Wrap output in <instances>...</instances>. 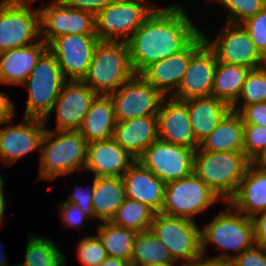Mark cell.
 <instances>
[{
  "instance_id": "cell-40",
  "label": "cell",
  "mask_w": 266,
  "mask_h": 266,
  "mask_svg": "<svg viewBox=\"0 0 266 266\" xmlns=\"http://www.w3.org/2000/svg\"><path fill=\"white\" fill-rule=\"evenodd\" d=\"M217 258H231L235 266H266V248L261 245H253L238 256H230L229 253H221Z\"/></svg>"
},
{
  "instance_id": "cell-10",
  "label": "cell",
  "mask_w": 266,
  "mask_h": 266,
  "mask_svg": "<svg viewBox=\"0 0 266 266\" xmlns=\"http://www.w3.org/2000/svg\"><path fill=\"white\" fill-rule=\"evenodd\" d=\"M219 200V196L192 173L166 184L161 213L195 221V215L207 210Z\"/></svg>"
},
{
  "instance_id": "cell-33",
  "label": "cell",
  "mask_w": 266,
  "mask_h": 266,
  "mask_svg": "<svg viewBox=\"0 0 266 266\" xmlns=\"http://www.w3.org/2000/svg\"><path fill=\"white\" fill-rule=\"evenodd\" d=\"M25 261L20 266H65V256L50 238L28 235Z\"/></svg>"
},
{
  "instance_id": "cell-27",
  "label": "cell",
  "mask_w": 266,
  "mask_h": 266,
  "mask_svg": "<svg viewBox=\"0 0 266 266\" xmlns=\"http://www.w3.org/2000/svg\"><path fill=\"white\" fill-rule=\"evenodd\" d=\"M116 126L114 106L109 95H97L77 130L89 143L113 138Z\"/></svg>"
},
{
  "instance_id": "cell-18",
  "label": "cell",
  "mask_w": 266,
  "mask_h": 266,
  "mask_svg": "<svg viewBox=\"0 0 266 266\" xmlns=\"http://www.w3.org/2000/svg\"><path fill=\"white\" fill-rule=\"evenodd\" d=\"M217 60L206 43L191 57L188 68L172 98L186 101L211 96Z\"/></svg>"
},
{
  "instance_id": "cell-51",
  "label": "cell",
  "mask_w": 266,
  "mask_h": 266,
  "mask_svg": "<svg viewBox=\"0 0 266 266\" xmlns=\"http://www.w3.org/2000/svg\"><path fill=\"white\" fill-rule=\"evenodd\" d=\"M0 252H2L1 251V249H0ZM1 255H0V266H8V260H7V258H6V255H4V253L2 254V253H0ZM5 257H4V256Z\"/></svg>"
},
{
  "instance_id": "cell-45",
  "label": "cell",
  "mask_w": 266,
  "mask_h": 266,
  "mask_svg": "<svg viewBox=\"0 0 266 266\" xmlns=\"http://www.w3.org/2000/svg\"><path fill=\"white\" fill-rule=\"evenodd\" d=\"M254 226V239L257 245L266 248V210L251 218Z\"/></svg>"
},
{
  "instance_id": "cell-28",
  "label": "cell",
  "mask_w": 266,
  "mask_h": 266,
  "mask_svg": "<svg viewBox=\"0 0 266 266\" xmlns=\"http://www.w3.org/2000/svg\"><path fill=\"white\" fill-rule=\"evenodd\" d=\"M243 145L244 123L238 112L230 110L199 147L209 152H243Z\"/></svg>"
},
{
  "instance_id": "cell-47",
  "label": "cell",
  "mask_w": 266,
  "mask_h": 266,
  "mask_svg": "<svg viewBox=\"0 0 266 266\" xmlns=\"http://www.w3.org/2000/svg\"><path fill=\"white\" fill-rule=\"evenodd\" d=\"M204 254H201L192 266H235L231 258H209L204 260Z\"/></svg>"
},
{
  "instance_id": "cell-29",
  "label": "cell",
  "mask_w": 266,
  "mask_h": 266,
  "mask_svg": "<svg viewBox=\"0 0 266 266\" xmlns=\"http://www.w3.org/2000/svg\"><path fill=\"white\" fill-rule=\"evenodd\" d=\"M125 199L121 177H94L92 207L95 218L110 222Z\"/></svg>"
},
{
  "instance_id": "cell-53",
  "label": "cell",
  "mask_w": 266,
  "mask_h": 266,
  "mask_svg": "<svg viewBox=\"0 0 266 266\" xmlns=\"http://www.w3.org/2000/svg\"><path fill=\"white\" fill-rule=\"evenodd\" d=\"M126 266H137V265L132 264V263H127Z\"/></svg>"
},
{
  "instance_id": "cell-35",
  "label": "cell",
  "mask_w": 266,
  "mask_h": 266,
  "mask_svg": "<svg viewBox=\"0 0 266 266\" xmlns=\"http://www.w3.org/2000/svg\"><path fill=\"white\" fill-rule=\"evenodd\" d=\"M243 102L242 106L254 103L266 102V67L262 66L250 69L242 85L237 101L231 108H237V104Z\"/></svg>"
},
{
  "instance_id": "cell-26",
  "label": "cell",
  "mask_w": 266,
  "mask_h": 266,
  "mask_svg": "<svg viewBox=\"0 0 266 266\" xmlns=\"http://www.w3.org/2000/svg\"><path fill=\"white\" fill-rule=\"evenodd\" d=\"M190 124L200 144L219 124L231 107L216 97L193 98L185 101Z\"/></svg>"
},
{
  "instance_id": "cell-25",
  "label": "cell",
  "mask_w": 266,
  "mask_h": 266,
  "mask_svg": "<svg viewBox=\"0 0 266 266\" xmlns=\"http://www.w3.org/2000/svg\"><path fill=\"white\" fill-rule=\"evenodd\" d=\"M113 138L137 160L158 139L157 116L116 121Z\"/></svg>"
},
{
  "instance_id": "cell-49",
  "label": "cell",
  "mask_w": 266,
  "mask_h": 266,
  "mask_svg": "<svg viewBox=\"0 0 266 266\" xmlns=\"http://www.w3.org/2000/svg\"><path fill=\"white\" fill-rule=\"evenodd\" d=\"M127 262L115 257H107L99 266H126Z\"/></svg>"
},
{
  "instance_id": "cell-41",
  "label": "cell",
  "mask_w": 266,
  "mask_h": 266,
  "mask_svg": "<svg viewBox=\"0 0 266 266\" xmlns=\"http://www.w3.org/2000/svg\"><path fill=\"white\" fill-rule=\"evenodd\" d=\"M240 114L244 124L266 126V102L231 108Z\"/></svg>"
},
{
  "instance_id": "cell-54",
  "label": "cell",
  "mask_w": 266,
  "mask_h": 266,
  "mask_svg": "<svg viewBox=\"0 0 266 266\" xmlns=\"http://www.w3.org/2000/svg\"><path fill=\"white\" fill-rule=\"evenodd\" d=\"M264 66L266 67V57L264 58Z\"/></svg>"
},
{
  "instance_id": "cell-38",
  "label": "cell",
  "mask_w": 266,
  "mask_h": 266,
  "mask_svg": "<svg viewBox=\"0 0 266 266\" xmlns=\"http://www.w3.org/2000/svg\"><path fill=\"white\" fill-rule=\"evenodd\" d=\"M77 258L83 266H99L108 256L98 236H86L77 247Z\"/></svg>"
},
{
  "instance_id": "cell-4",
  "label": "cell",
  "mask_w": 266,
  "mask_h": 266,
  "mask_svg": "<svg viewBox=\"0 0 266 266\" xmlns=\"http://www.w3.org/2000/svg\"><path fill=\"white\" fill-rule=\"evenodd\" d=\"M134 75L126 42L99 41L82 82L97 95H110Z\"/></svg>"
},
{
  "instance_id": "cell-22",
  "label": "cell",
  "mask_w": 266,
  "mask_h": 266,
  "mask_svg": "<svg viewBox=\"0 0 266 266\" xmlns=\"http://www.w3.org/2000/svg\"><path fill=\"white\" fill-rule=\"evenodd\" d=\"M125 196L141 202L155 213L161 212L166 183L145 168L139 161H135L121 177Z\"/></svg>"
},
{
  "instance_id": "cell-13",
  "label": "cell",
  "mask_w": 266,
  "mask_h": 266,
  "mask_svg": "<svg viewBox=\"0 0 266 266\" xmlns=\"http://www.w3.org/2000/svg\"><path fill=\"white\" fill-rule=\"evenodd\" d=\"M194 152V149L157 139L137 161L167 184L193 173Z\"/></svg>"
},
{
  "instance_id": "cell-2",
  "label": "cell",
  "mask_w": 266,
  "mask_h": 266,
  "mask_svg": "<svg viewBox=\"0 0 266 266\" xmlns=\"http://www.w3.org/2000/svg\"><path fill=\"white\" fill-rule=\"evenodd\" d=\"M88 142L77 130H49L44 133L40 156L38 181L53 180L84 170Z\"/></svg>"
},
{
  "instance_id": "cell-48",
  "label": "cell",
  "mask_w": 266,
  "mask_h": 266,
  "mask_svg": "<svg viewBox=\"0 0 266 266\" xmlns=\"http://www.w3.org/2000/svg\"><path fill=\"white\" fill-rule=\"evenodd\" d=\"M5 182V179L2 178V176L0 175V226L2 225V221H3V214H4V211H5V205H6V202L7 200L4 199V191H3V184Z\"/></svg>"
},
{
  "instance_id": "cell-9",
  "label": "cell",
  "mask_w": 266,
  "mask_h": 266,
  "mask_svg": "<svg viewBox=\"0 0 266 266\" xmlns=\"http://www.w3.org/2000/svg\"><path fill=\"white\" fill-rule=\"evenodd\" d=\"M146 0H114L95 15L100 41L127 42L156 8ZM146 3V4H145Z\"/></svg>"
},
{
  "instance_id": "cell-24",
  "label": "cell",
  "mask_w": 266,
  "mask_h": 266,
  "mask_svg": "<svg viewBox=\"0 0 266 266\" xmlns=\"http://www.w3.org/2000/svg\"><path fill=\"white\" fill-rule=\"evenodd\" d=\"M48 50L41 39L28 46L0 53V84L23 85L40 57Z\"/></svg>"
},
{
  "instance_id": "cell-30",
  "label": "cell",
  "mask_w": 266,
  "mask_h": 266,
  "mask_svg": "<svg viewBox=\"0 0 266 266\" xmlns=\"http://www.w3.org/2000/svg\"><path fill=\"white\" fill-rule=\"evenodd\" d=\"M250 68L217 61L211 96L230 107L237 101Z\"/></svg>"
},
{
  "instance_id": "cell-5",
  "label": "cell",
  "mask_w": 266,
  "mask_h": 266,
  "mask_svg": "<svg viewBox=\"0 0 266 266\" xmlns=\"http://www.w3.org/2000/svg\"><path fill=\"white\" fill-rule=\"evenodd\" d=\"M66 82L57 59L47 50L23 83L28 89L24 117L40 118L46 122Z\"/></svg>"
},
{
  "instance_id": "cell-23",
  "label": "cell",
  "mask_w": 266,
  "mask_h": 266,
  "mask_svg": "<svg viewBox=\"0 0 266 266\" xmlns=\"http://www.w3.org/2000/svg\"><path fill=\"white\" fill-rule=\"evenodd\" d=\"M227 203L250 218L265 211L266 170L256 162H251L235 195Z\"/></svg>"
},
{
  "instance_id": "cell-3",
  "label": "cell",
  "mask_w": 266,
  "mask_h": 266,
  "mask_svg": "<svg viewBox=\"0 0 266 266\" xmlns=\"http://www.w3.org/2000/svg\"><path fill=\"white\" fill-rule=\"evenodd\" d=\"M251 161L244 152H209L195 149L193 173L225 203L236 193Z\"/></svg>"
},
{
  "instance_id": "cell-19",
  "label": "cell",
  "mask_w": 266,
  "mask_h": 266,
  "mask_svg": "<svg viewBox=\"0 0 266 266\" xmlns=\"http://www.w3.org/2000/svg\"><path fill=\"white\" fill-rule=\"evenodd\" d=\"M97 94L82 81H67L53 109L56 111L55 130H78Z\"/></svg>"
},
{
  "instance_id": "cell-11",
  "label": "cell",
  "mask_w": 266,
  "mask_h": 266,
  "mask_svg": "<svg viewBox=\"0 0 266 266\" xmlns=\"http://www.w3.org/2000/svg\"><path fill=\"white\" fill-rule=\"evenodd\" d=\"M116 121L143 116H157L165 96L140 74H135L118 90L109 95Z\"/></svg>"
},
{
  "instance_id": "cell-31",
  "label": "cell",
  "mask_w": 266,
  "mask_h": 266,
  "mask_svg": "<svg viewBox=\"0 0 266 266\" xmlns=\"http://www.w3.org/2000/svg\"><path fill=\"white\" fill-rule=\"evenodd\" d=\"M97 236L101 240L108 257L131 262L137 232L117 226L110 222L98 223Z\"/></svg>"
},
{
  "instance_id": "cell-17",
  "label": "cell",
  "mask_w": 266,
  "mask_h": 266,
  "mask_svg": "<svg viewBox=\"0 0 266 266\" xmlns=\"http://www.w3.org/2000/svg\"><path fill=\"white\" fill-rule=\"evenodd\" d=\"M46 122L40 118L24 117L16 125H7L0 129V160L6 165L37 149L40 151L41 142L46 131Z\"/></svg>"
},
{
  "instance_id": "cell-21",
  "label": "cell",
  "mask_w": 266,
  "mask_h": 266,
  "mask_svg": "<svg viewBox=\"0 0 266 266\" xmlns=\"http://www.w3.org/2000/svg\"><path fill=\"white\" fill-rule=\"evenodd\" d=\"M135 161L114 138L92 141L87 145L84 170L92 171L94 177H122Z\"/></svg>"
},
{
  "instance_id": "cell-52",
  "label": "cell",
  "mask_w": 266,
  "mask_h": 266,
  "mask_svg": "<svg viewBox=\"0 0 266 266\" xmlns=\"http://www.w3.org/2000/svg\"><path fill=\"white\" fill-rule=\"evenodd\" d=\"M175 262H167V263H158L150 266H175ZM181 266V265H180Z\"/></svg>"
},
{
  "instance_id": "cell-39",
  "label": "cell",
  "mask_w": 266,
  "mask_h": 266,
  "mask_svg": "<svg viewBox=\"0 0 266 266\" xmlns=\"http://www.w3.org/2000/svg\"><path fill=\"white\" fill-rule=\"evenodd\" d=\"M242 26L247 30L250 38L260 55L266 57V5L253 17L246 19Z\"/></svg>"
},
{
  "instance_id": "cell-15",
  "label": "cell",
  "mask_w": 266,
  "mask_h": 266,
  "mask_svg": "<svg viewBox=\"0 0 266 266\" xmlns=\"http://www.w3.org/2000/svg\"><path fill=\"white\" fill-rule=\"evenodd\" d=\"M99 41L96 35L66 34L54 38L48 44V50L57 59L67 81V78L69 81H82Z\"/></svg>"
},
{
  "instance_id": "cell-32",
  "label": "cell",
  "mask_w": 266,
  "mask_h": 266,
  "mask_svg": "<svg viewBox=\"0 0 266 266\" xmlns=\"http://www.w3.org/2000/svg\"><path fill=\"white\" fill-rule=\"evenodd\" d=\"M167 262L174 261L165 245L150 230L138 233L130 263L137 266H150Z\"/></svg>"
},
{
  "instance_id": "cell-20",
  "label": "cell",
  "mask_w": 266,
  "mask_h": 266,
  "mask_svg": "<svg viewBox=\"0 0 266 266\" xmlns=\"http://www.w3.org/2000/svg\"><path fill=\"white\" fill-rule=\"evenodd\" d=\"M163 99L157 113L158 139L191 149L199 147L187 111V103L172 98Z\"/></svg>"
},
{
  "instance_id": "cell-34",
  "label": "cell",
  "mask_w": 266,
  "mask_h": 266,
  "mask_svg": "<svg viewBox=\"0 0 266 266\" xmlns=\"http://www.w3.org/2000/svg\"><path fill=\"white\" fill-rule=\"evenodd\" d=\"M154 215L155 212L147 205L126 198L117 209L111 222L117 226L141 233L150 229Z\"/></svg>"
},
{
  "instance_id": "cell-7",
  "label": "cell",
  "mask_w": 266,
  "mask_h": 266,
  "mask_svg": "<svg viewBox=\"0 0 266 266\" xmlns=\"http://www.w3.org/2000/svg\"><path fill=\"white\" fill-rule=\"evenodd\" d=\"M34 1L0 0V53L40 40V11L31 9Z\"/></svg>"
},
{
  "instance_id": "cell-36",
  "label": "cell",
  "mask_w": 266,
  "mask_h": 266,
  "mask_svg": "<svg viewBox=\"0 0 266 266\" xmlns=\"http://www.w3.org/2000/svg\"><path fill=\"white\" fill-rule=\"evenodd\" d=\"M227 8L226 23L241 24L266 5V0H215Z\"/></svg>"
},
{
  "instance_id": "cell-6",
  "label": "cell",
  "mask_w": 266,
  "mask_h": 266,
  "mask_svg": "<svg viewBox=\"0 0 266 266\" xmlns=\"http://www.w3.org/2000/svg\"><path fill=\"white\" fill-rule=\"evenodd\" d=\"M149 230L165 245L174 262L183 260L181 266H192L202 254L201 229L195 221L159 212Z\"/></svg>"
},
{
  "instance_id": "cell-14",
  "label": "cell",
  "mask_w": 266,
  "mask_h": 266,
  "mask_svg": "<svg viewBox=\"0 0 266 266\" xmlns=\"http://www.w3.org/2000/svg\"><path fill=\"white\" fill-rule=\"evenodd\" d=\"M40 11V39L48 45L54 38L66 34L96 35L95 15L66 6L61 0Z\"/></svg>"
},
{
  "instance_id": "cell-44",
  "label": "cell",
  "mask_w": 266,
  "mask_h": 266,
  "mask_svg": "<svg viewBox=\"0 0 266 266\" xmlns=\"http://www.w3.org/2000/svg\"><path fill=\"white\" fill-rule=\"evenodd\" d=\"M66 6L82 11H88L97 15L114 0H61Z\"/></svg>"
},
{
  "instance_id": "cell-37",
  "label": "cell",
  "mask_w": 266,
  "mask_h": 266,
  "mask_svg": "<svg viewBox=\"0 0 266 266\" xmlns=\"http://www.w3.org/2000/svg\"><path fill=\"white\" fill-rule=\"evenodd\" d=\"M243 152L251 162H257L266 152V126L244 124Z\"/></svg>"
},
{
  "instance_id": "cell-8",
  "label": "cell",
  "mask_w": 266,
  "mask_h": 266,
  "mask_svg": "<svg viewBox=\"0 0 266 266\" xmlns=\"http://www.w3.org/2000/svg\"><path fill=\"white\" fill-rule=\"evenodd\" d=\"M226 204V210H222L201 229L202 254L210 243L216 244L223 252H236L235 256L256 244L251 218L236 211L229 203Z\"/></svg>"
},
{
  "instance_id": "cell-16",
  "label": "cell",
  "mask_w": 266,
  "mask_h": 266,
  "mask_svg": "<svg viewBox=\"0 0 266 266\" xmlns=\"http://www.w3.org/2000/svg\"><path fill=\"white\" fill-rule=\"evenodd\" d=\"M205 44L202 31L181 51L154 62L140 75L165 97L173 95L188 68L191 57Z\"/></svg>"
},
{
  "instance_id": "cell-1",
  "label": "cell",
  "mask_w": 266,
  "mask_h": 266,
  "mask_svg": "<svg viewBox=\"0 0 266 266\" xmlns=\"http://www.w3.org/2000/svg\"><path fill=\"white\" fill-rule=\"evenodd\" d=\"M200 32L180 4L155 8L126 42L133 71L183 50Z\"/></svg>"
},
{
  "instance_id": "cell-46",
  "label": "cell",
  "mask_w": 266,
  "mask_h": 266,
  "mask_svg": "<svg viewBox=\"0 0 266 266\" xmlns=\"http://www.w3.org/2000/svg\"><path fill=\"white\" fill-rule=\"evenodd\" d=\"M11 99L6 95V93L0 92V125L3 123H11L13 117L15 116L14 103L10 101Z\"/></svg>"
},
{
  "instance_id": "cell-12",
  "label": "cell",
  "mask_w": 266,
  "mask_h": 266,
  "mask_svg": "<svg viewBox=\"0 0 266 266\" xmlns=\"http://www.w3.org/2000/svg\"><path fill=\"white\" fill-rule=\"evenodd\" d=\"M206 45L214 52L216 60L255 69L264 66V58L242 24L225 23L213 40L202 32Z\"/></svg>"
},
{
  "instance_id": "cell-42",
  "label": "cell",
  "mask_w": 266,
  "mask_h": 266,
  "mask_svg": "<svg viewBox=\"0 0 266 266\" xmlns=\"http://www.w3.org/2000/svg\"><path fill=\"white\" fill-rule=\"evenodd\" d=\"M75 191L66 199V203H73L78 206L90 219H95L92 207V197L94 193V179L89 189L75 185Z\"/></svg>"
},
{
  "instance_id": "cell-50",
  "label": "cell",
  "mask_w": 266,
  "mask_h": 266,
  "mask_svg": "<svg viewBox=\"0 0 266 266\" xmlns=\"http://www.w3.org/2000/svg\"><path fill=\"white\" fill-rule=\"evenodd\" d=\"M256 163L266 170V152L259 158Z\"/></svg>"
},
{
  "instance_id": "cell-43",
  "label": "cell",
  "mask_w": 266,
  "mask_h": 266,
  "mask_svg": "<svg viewBox=\"0 0 266 266\" xmlns=\"http://www.w3.org/2000/svg\"><path fill=\"white\" fill-rule=\"evenodd\" d=\"M61 218L65 222L64 225L72 226V228L79 229L84 225V221L90 219L78 206L73 203L62 202Z\"/></svg>"
}]
</instances>
